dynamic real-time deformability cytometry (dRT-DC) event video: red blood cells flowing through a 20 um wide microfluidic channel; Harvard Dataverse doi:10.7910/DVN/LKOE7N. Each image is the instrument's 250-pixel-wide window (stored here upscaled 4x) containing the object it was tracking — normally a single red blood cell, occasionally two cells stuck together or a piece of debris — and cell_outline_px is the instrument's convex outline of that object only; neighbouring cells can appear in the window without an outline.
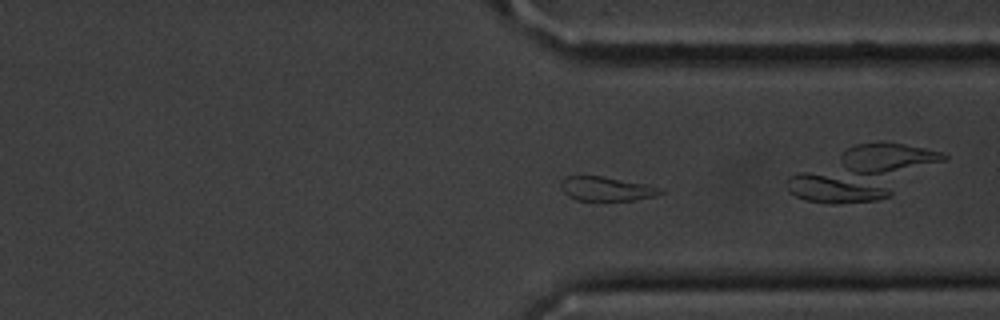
{"species": "common noctule bat (a hibernating species)", "species_latin": "Nyctalus noctula", "temperature_condition": "cold", "stored_images_in_passage": 45, "camera_frame_rate_fps": 3000, "um_per_image_px": 0.085, "animal": {"sex": "male", "body_mass_g": 20.1, "forearm_length_mm": 53.5}, "frame": {"image": 1, "passage_image": 30, "time_ms": 9.667, "image_size_px": [1000, 320], "cell_outline_px": [[664, 192], [656, 196], [632, 200], [576, 200], [568, 196], [564, 192], [564, 180], [568, 176], [600, 176], [644, 184], [664, 188]], "centroid_in_image_um": [51.63, 16.06], "position_along_channel_um": 359.8, "area_um2": 13.58}}
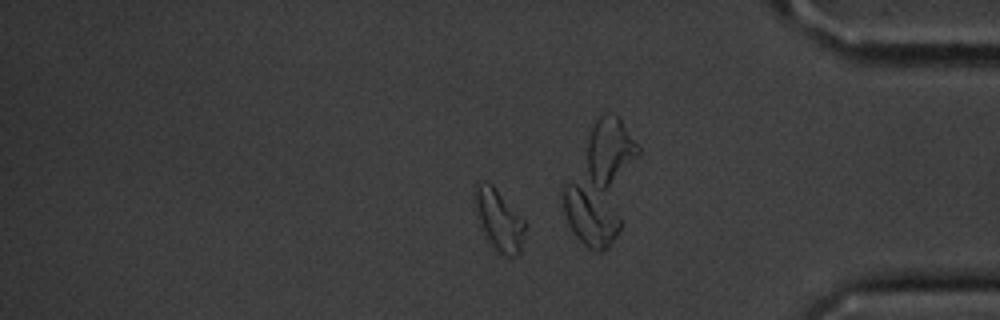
{"frame": {"image": 2, "passage_image": 35, "time_ms": 11.333, "image_size_px": [1000, 320], "cell_outline_px": [[528, 224], [520, 252], [516, 256], [508, 256], [496, 252], [492, 248], [480, 228], [476, 216], [472, 200], [472, 192], [476, 180], [484, 180], [492, 184]], "centroid_in_image_um": [42.35, 18.66], "position_along_channel_um": 392.8, "area_um2": 18.84}, "authors_computed_cell_mechanics": {"area_um2": 16.4152, "velocity_mm_per_s": 3.5515, "shape_relaxation_time_tau1_ms": 3.4493, "shape_relaxation_time_tau2_ms": null, "deformation_change_tau1": 0.1332, "deformation_change_tau2": null}}